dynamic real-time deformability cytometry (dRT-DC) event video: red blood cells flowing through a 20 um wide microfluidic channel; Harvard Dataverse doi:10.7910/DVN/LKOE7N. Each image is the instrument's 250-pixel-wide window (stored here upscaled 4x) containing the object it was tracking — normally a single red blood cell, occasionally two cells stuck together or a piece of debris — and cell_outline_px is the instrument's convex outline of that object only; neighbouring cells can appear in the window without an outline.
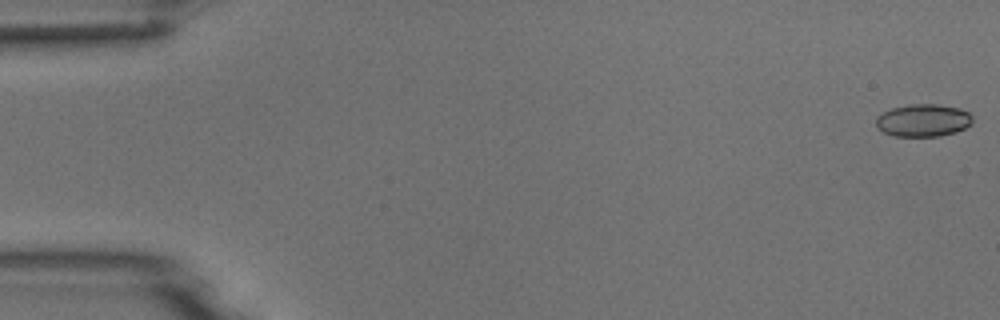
{"species": "common noctule bat (a hibernating species)", "species_latin": "Nyctalus noctula", "temperature_condition": "room temperature", "stored_images_in_passage": 5, "camera_frame_rate_fps": 3000, "um_per_image_px": 0.085, "animal": {"sex": "male", "body_mass_g": 18.8}, "frame": {"image": 1, "passage_image": 1, "time_ms": 0.0, "image_size_px": [1000, 320], "cell_outline_px": [[972, 124], [956, 132], [940, 136], [892, 136], [876, 128], [876, 116], [880, 112], [892, 108], [908, 104], [936, 104], [960, 108], [968, 112], [972, 116]], "centroid_in_image_um": [78.44, 10.23], "position_along_channel_um": 6.6, "area_um2": 18.55}}